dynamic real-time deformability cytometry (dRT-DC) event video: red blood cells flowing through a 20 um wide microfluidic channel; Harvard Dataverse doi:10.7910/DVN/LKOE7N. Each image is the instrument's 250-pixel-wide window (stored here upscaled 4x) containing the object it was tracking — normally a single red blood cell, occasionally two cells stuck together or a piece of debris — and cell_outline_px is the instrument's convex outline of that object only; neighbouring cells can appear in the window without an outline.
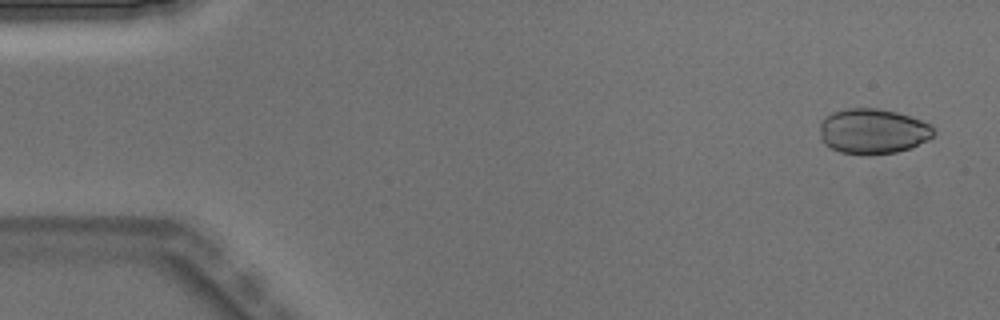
{"species": "Egyptian fruit bat (a non-hibernating species)", "species_latin": "Rousettus aegyptiacus", "temperature_condition": "warm", "stored_images_in_passage": 5, "camera_frame_rate_fps": 3000, "um_per_image_px": 0.085, "animal": {"sex": "male"}, "frame": {"image": 1, "passage_image": 1, "time_ms": 0.0, "image_size_px": [1000, 320], "cell_outline_px": [[936, 132], [928, 140], [912, 148], [896, 152], [868, 156], [864, 156], [840, 152], [824, 144], [820, 140], [820, 120], [824, 116], [832, 112], [848, 108], [876, 108], [896, 112], [920, 120], [928, 124]], "centroid_in_image_um": [74.15, 11.18], "position_along_channel_um": 10.9, "area_um2": 30.4}}
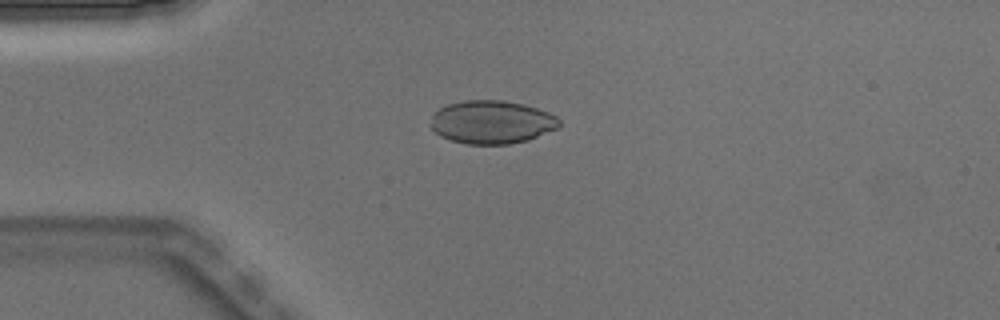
{"frame": {"image": 2, "passage_image": 4, "time_ms": 1.0, "image_size_px": [1000, 320], "cell_outline_px": [[560, 124], [556, 128], [528, 140], [508, 144], [464, 144], [440, 136], [432, 128], [432, 116], [440, 108], [448, 104], [464, 100], [500, 100], [524, 104], [548, 112], [556, 116], [560, 120]], "centroid_in_image_um": [41.8, 10.38], "position_along_channel_um": 43.2, "area_um2": 32.14}}
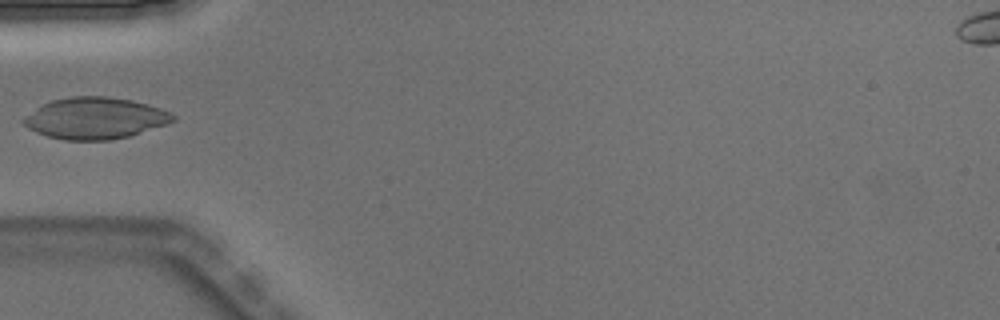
{"frame": {"image": 3, "passage_image": 5, "time_ms": 1.333, "image_size_px": [1000, 320], "cell_outline_px": [[176, 120], [168, 124], [128, 136], [108, 140], [64, 140], [48, 136], [36, 132], [28, 128], [20, 120], [24, 116], [36, 108], [52, 100], [72, 96], [108, 96], [132, 100], [160, 108], [172, 112], [176, 116]], "centroid_in_image_um": [8.09, 10.04], "position_along_channel_um": 76.9, "area_um2": 36.18}}